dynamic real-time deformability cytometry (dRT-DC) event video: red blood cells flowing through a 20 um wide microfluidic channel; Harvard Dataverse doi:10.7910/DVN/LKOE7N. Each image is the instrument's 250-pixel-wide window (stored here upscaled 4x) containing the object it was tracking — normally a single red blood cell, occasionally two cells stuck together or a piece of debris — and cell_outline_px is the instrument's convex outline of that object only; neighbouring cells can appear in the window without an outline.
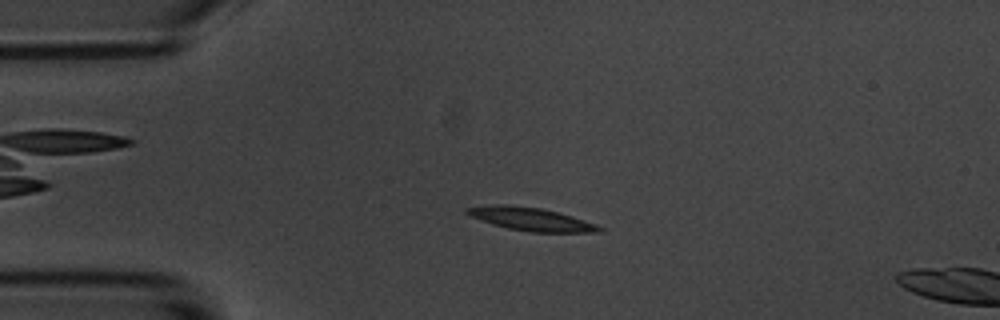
{"species": "common noctule bat (a hibernating species)", "species_latin": "Nyctalus noctula", "temperature_condition": "room temperature", "stored_images_in_passage": 16, "camera_frame_rate_fps": 3000, "um_per_image_px": 0.085, "animal": {"sex": "male", "body_mass_g": 20.1, "forearm_length_mm": 53.5}, "frame": {"image": 1, "passage_image": 12, "time_ms": 3.667, "image_size_px": [1000, 320], "cell_outline_px": [[604, 228], [600, 232], [532, 232], [508, 228], [492, 224], [480, 220], [464, 212], [464, 208], [496, 204], [508, 204], [540, 208], [572, 216], [596, 224]], "centroid_in_image_um": [45.11, 18.62], "position_along_channel_um": 39.9, "area_um2": 17.69}}